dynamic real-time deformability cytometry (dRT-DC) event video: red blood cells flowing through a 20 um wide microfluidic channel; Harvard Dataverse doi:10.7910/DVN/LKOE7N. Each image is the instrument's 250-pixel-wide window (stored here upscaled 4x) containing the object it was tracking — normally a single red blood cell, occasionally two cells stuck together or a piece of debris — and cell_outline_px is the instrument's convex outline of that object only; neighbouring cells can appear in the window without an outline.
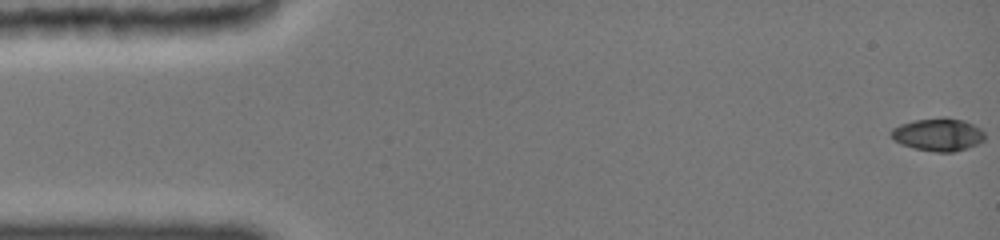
{"species": "common noctule bat (a hibernating species)", "species_latin": "Nyctalus noctula", "temperature_condition": "cold", "stored_images_in_passage": 7, "camera_frame_rate_fps": 3000, "um_per_image_px": 0.085, "animal": {"sex": "female", "body_mass_g": 19.0, "forearm_length_mm": 51.5}, "frame": {"image": 1, "passage_image": 1, "time_ms": 0.0, "image_size_px": [1000, 240], "cell_outline_px": [[984, 140], [980, 144], [968, 148], [952, 152], [936, 152], [916, 148], [904, 144], [896, 140], [892, 136], [892, 128], [900, 124], [916, 120], [944, 116], [964, 120], [980, 128], [984, 132]], "centroid_in_image_um": [79.81, 11.42], "position_along_channel_um": 5.2, "area_um2": 17.8}}
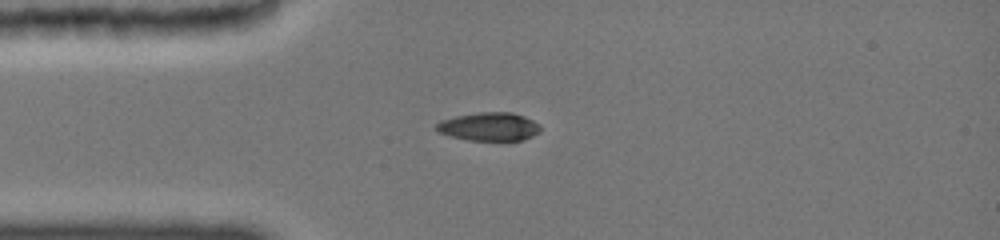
{"frame": {"image": 2, "passage_image": 6, "time_ms": 4.0, "image_size_px": [1000, 240], "cell_outline_px": [[540, 128], [532, 136], [520, 140], [468, 140], [452, 136], [440, 132], [436, 128], [436, 124], [440, 120], [456, 116], [480, 112], [512, 112], [524, 116], [532, 120]], "centroid_in_image_um": [41.54, 10.75], "position_along_channel_um": 43.5, "area_um2": 16.82}}